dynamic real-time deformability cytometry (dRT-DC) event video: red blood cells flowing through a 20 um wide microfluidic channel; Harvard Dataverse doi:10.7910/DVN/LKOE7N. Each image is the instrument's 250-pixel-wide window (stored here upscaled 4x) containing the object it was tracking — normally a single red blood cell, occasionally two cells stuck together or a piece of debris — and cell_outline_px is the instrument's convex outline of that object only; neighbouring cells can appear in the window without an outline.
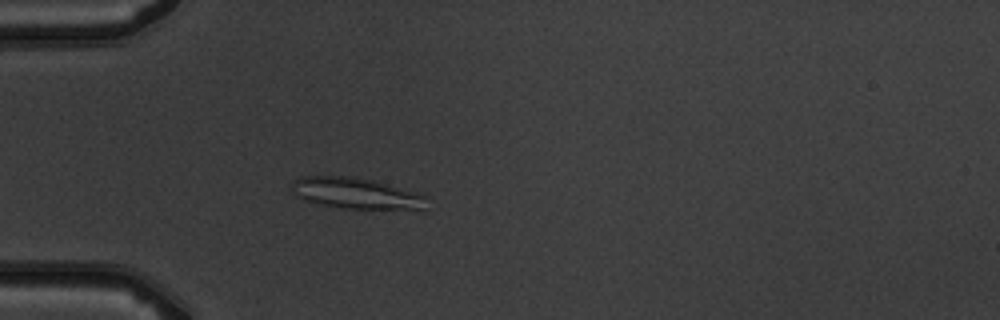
{"species": "common noctule bat (a hibernating species)", "species_latin": "Nyctalus noctula", "temperature_condition": "warm", "stored_images_in_passage": 4, "camera_frame_rate_fps": 3000, "um_per_image_px": 0.085, "animal": {"sex": "male", "body_mass_g": 19.5, "forearm_length_mm": 54.6}, "frame": {"image": 1, "passage_image": 4, "time_ms": 3.333, "image_size_px": [1000, 320], "cell_outline_px": [[428, 196], [424, 212], [344, 208], [304, 200], [296, 196], [292, 192], [288, 184], [292, 180], [300, 176], [352, 176], [372, 180], [416, 192]], "centroid_in_image_um": [30.34, 16.46], "position_along_channel_um": 54.7, "area_um2": 25.37}}